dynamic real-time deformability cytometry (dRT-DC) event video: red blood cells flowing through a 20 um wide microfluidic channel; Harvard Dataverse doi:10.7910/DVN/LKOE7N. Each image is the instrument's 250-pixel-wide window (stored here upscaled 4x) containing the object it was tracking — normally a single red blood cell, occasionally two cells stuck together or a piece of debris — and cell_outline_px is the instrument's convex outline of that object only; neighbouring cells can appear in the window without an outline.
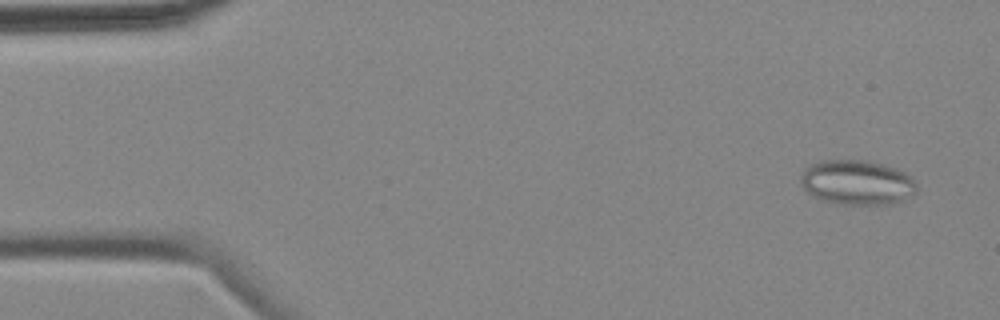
{"species": "common noctule bat (a hibernating species)", "species_latin": "Nyctalus noctula", "temperature_condition": "cold", "stored_images_in_passage": 14, "segment_of_instrument_passage": [1, 2], "camera_frame_rate_fps": 3000, "um_per_image_px": 0.085, "animal": {"sex": "female", "body_mass_g": 18.4}, "frame": {"image": 1, "passage_image": 1, "time_ms": 0.0, "image_size_px": [1000, 320], "cell_outline_px": [[916, 192], [912, 196], [904, 200], [892, 204], [840, 204], [824, 200], [812, 196], [800, 184], [800, 176], [804, 168], [812, 164], [824, 160], [868, 160], [884, 164], [896, 168], [904, 172], [916, 180]], "centroid_in_image_um": [72.86, 15.5], "position_along_channel_um": 12.1, "area_um2": 30.52}}